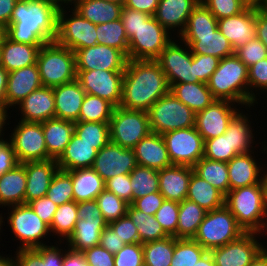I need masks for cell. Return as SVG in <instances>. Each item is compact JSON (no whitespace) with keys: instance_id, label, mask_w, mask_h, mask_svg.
<instances>
[{"instance_id":"obj_1","label":"cell","mask_w":267,"mask_h":266,"mask_svg":"<svg viewBox=\"0 0 267 266\" xmlns=\"http://www.w3.org/2000/svg\"><path fill=\"white\" fill-rule=\"evenodd\" d=\"M59 8L49 0H18L6 27V36L29 45L55 41Z\"/></svg>"},{"instance_id":"obj_2","label":"cell","mask_w":267,"mask_h":266,"mask_svg":"<svg viewBox=\"0 0 267 266\" xmlns=\"http://www.w3.org/2000/svg\"><path fill=\"white\" fill-rule=\"evenodd\" d=\"M169 91L166 75L156 60H127L121 108L148 111Z\"/></svg>"},{"instance_id":"obj_3","label":"cell","mask_w":267,"mask_h":266,"mask_svg":"<svg viewBox=\"0 0 267 266\" xmlns=\"http://www.w3.org/2000/svg\"><path fill=\"white\" fill-rule=\"evenodd\" d=\"M0 212V236L3 231H5L3 227L6 221L7 227H10L8 228L9 232L13 235L12 237L15 238H12L13 242L19 241V244L17 243V249L15 248V250L33 249L54 243L55 240H52V237H50L49 226L41 220L29 204L10 206L7 207V213Z\"/></svg>"},{"instance_id":"obj_4","label":"cell","mask_w":267,"mask_h":266,"mask_svg":"<svg viewBox=\"0 0 267 266\" xmlns=\"http://www.w3.org/2000/svg\"><path fill=\"white\" fill-rule=\"evenodd\" d=\"M207 86L216 100L249 107L248 67L235 54L219 61Z\"/></svg>"},{"instance_id":"obj_5","label":"cell","mask_w":267,"mask_h":266,"mask_svg":"<svg viewBox=\"0 0 267 266\" xmlns=\"http://www.w3.org/2000/svg\"><path fill=\"white\" fill-rule=\"evenodd\" d=\"M36 64L45 87L53 88L76 79L75 52L56 41L40 47Z\"/></svg>"},{"instance_id":"obj_6","label":"cell","mask_w":267,"mask_h":266,"mask_svg":"<svg viewBox=\"0 0 267 266\" xmlns=\"http://www.w3.org/2000/svg\"><path fill=\"white\" fill-rule=\"evenodd\" d=\"M225 206L245 232H258L265 217L263 185L239 187L225 195Z\"/></svg>"},{"instance_id":"obj_7","label":"cell","mask_w":267,"mask_h":266,"mask_svg":"<svg viewBox=\"0 0 267 266\" xmlns=\"http://www.w3.org/2000/svg\"><path fill=\"white\" fill-rule=\"evenodd\" d=\"M14 121H11L10 113L7 114L5 132L8 131V128L10 131L5 134V138L12 144L18 163L52 159L47 153L42 123L16 119ZM11 122L15 123L11 125L12 127L10 126Z\"/></svg>"},{"instance_id":"obj_8","label":"cell","mask_w":267,"mask_h":266,"mask_svg":"<svg viewBox=\"0 0 267 266\" xmlns=\"http://www.w3.org/2000/svg\"><path fill=\"white\" fill-rule=\"evenodd\" d=\"M244 233L234 215L223 205L207 211L193 239L209 252L237 240Z\"/></svg>"},{"instance_id":"obj_9","label":"cell","mask_w":267,"mask_h":266,"mask_svg":"<svg viewBox=\"0 0 267 266\" xmlns=\"http://www.w3.org/2000/svg\"><path fill=\"white\" fill-rule=\"evenodd\" d=\"M147 112L153 133L162 135L168 131L195 126L196 113L170 91L159 98Z\"/></svg>"},{"instance_id":"obj_10","label":"cell","mask_w":267,"mask_h":266,"mask_svg":"<svg viewBox=\"0 0 267 266\" xmlns=\"http://www.w3.org/2000/svg\"><path fill=\"white\" fill-rule=\"evenodd\" d=\"M55 41L73 52L97 45L96 24L85 19L69 4L63 5L58 11Z\"/></svg>"},{"instance_id":"obj_11","label":"cell","mask_w":267,"mask_h":266,"mask_svg":"<svg viewBox=\"0 0 267 266\" xmlns=\"http://www.w3.org/2000/svg\"><path fill=\"white\" fill-rule=\"evenodd\" d=\"M110 142L133 149L152 131L147 111L114 108L109 121Z\"/></svg>"},{"instance_id":"obj_12","label":"cell","mask_w":267,"mask_h":266,"mask_svg":"<svg viewBox=\"0 0 267 266\" xmlns=\"http://www.w3.org/2000/svg\"><path fill=\"white\" fill-rule=\"evenodd\" d=\"M156 61L165 73L170 87L177 83L201 82L195 76V54L177 37L162 50Z\"/></svg>"},{"instance_id":"obj_13","label":"cell","mask_w":267,"mask_h":266,"mask_svg":"<svg viewBox=\"0 0 267 266\" xmlns=\"http://www.w3.org/2000/svg\"><path fill=\"white\" fill-rule=\"evenodd\" d=\"M173 38L154 16H150L129 39L127 59L156 60Z\"/></svg>"},{"instance_id":"obj_14","label":"cell","mask_w":267,"mask_h":266,"mask_svg":"<svg viewBox=\"0 0 267 266\" xmlns=\"http://www.w3.org/2000/svg\"><path fill=\"white\" fill-rule=\"evenodd\" d=\"M162 137L173 165L193 167L204 157V140L195 126L168 131Z\"/></svg>"},{"instance_id":"obj_15","label":"cell","mask_w":267,"mask_h":266,"mask_svg":"<svg viewBox=\"0 0 267 266\" xmlns=\"http://www.w3.org/2000/svg\"><path fill=\"white\" fill-rule=\"evenodd\" d=\"M265 153L267 156V140H265L264 137V141L261 144L259 151L257 150L256 152V150H254L248 153L238 154L227 162L229 172V191L239 187L262 183L263 177L267 172V164H264L267 163V161L264 163L262 162L263 158L267 160L266 156L263 157ZM261 154H263V156L262 158H259V156L261 157Z\"/></svg>"},{"instance_id":"obj_16","label":"cell","mask_w":267,"mask_h":266,"mask_svg":"<svg viewBox=\"0 0 267 266\" xmlns=\"http://www.w3.org/2000/svg\"><path fill=\"white\" fill-rule=\"evenodd\" d=\"M76 79L87 94L120 106L124 71L76 70Z\"/></svg>"},{"instance_id":"obj_17","label":"cell","mask_w":267,"mask_h":266,"mask_svg":"<svg viewBox=\"0 0 267 266\" xmlns=\"http://www.w3.org/2000/svg\"><path fill=\"white\" fill-rule=\"evenodd\" d=\"M263 249L256 232H246L240 238L209 251L215 266H249Z\"/></svg>"},{"instance_id":"obj_18","label":"cell","mask_w":267,"mask_h":266,"mask_svg":"<svg viewBox=\"0 0 267 266\" xmlns=\"http://www.w3.org/2000/svg\"><path fill=\"white\" fill-rule=\"evenodd\" d=\"M242 108L230 101L215 100L204 110L196 113L195 127L204 141L223 135Z\"/></svg>"},{"instance_id":"obj_19","label":"cell","mask_w":267,"mask_h":266,"mask_svg":"<svg viewBox=\"0 0 267 266\" xmlns=\"http://www.w3.org/2000/svg\"><path fill=\"white\" fill-rule=\"evenodd\" d=\"M137 165L133 149L109 142L97 152L92 168L104 181H107L115 176L130 174Z\"/></svg>"},{"instance_id":"obj_20","label":"cell","mask_w":267,"mask_h":266,"mask_svg":"<svg viewBox=\"0 0 267 266\" xmlns=\"http://www.w3.org/2000/svg\"><path fill=\"white\" fill-rule=\"evenodd\" d=\"M127 60L120 50L102 44L75 51L76 70L125 71Z\"/></svg>"},{"instance_id":"obj_21","label":"cell","mask_w":267,"mask_h":266,"mask_svg":"<svg viewBox=\"0 0 267 266\" xmlns=\"http://www.w3.org/2000/svg\"><path fill=\"white\" fill-rule=\"evenodd\" d=\"M13 111L17 112L15 117L13 116ZM12 112L13 114H11ZM10 115L16 120L36 123H42L50 118H54L55 102L53 88L42 86L31 92L13 110H10Z\"/></svg>"},{"instance_id":"obj_22","label":"cell","mask_w":267,"mask_h":266,"mask_svg":"<svg viewBox=\"0 0 267 266\" xmlns=\"http://www.w3.org/2000/svg\"><path fill=\"white\" fill-rule=\"evenodd\" d=\"M254 107L256 108V106L254 105L246 107L245 110L247 112L244 110V108L241 109L229 123L225 132L230 133L231 149H233L237 154H244L257 150L256 148H259V146H261L260 144L263 143V139L261 137H259V140H262V142L259 140L255 141V138L257 139V137L262 134V132L260 133L257 132V130H254L256 126L253 123L255 122L253 121L254 115H251L253 113L250 111L254 110ZM256 132L258 133V135Z\"/></svg>"},{"instance_id":"obj_23","label":"cell","mask_w":267,"mask_h":266,"mask_svg":"<svg viewBox=\"0 0 267 266\" xmlns=\"http://www.w3.org/2000/svg\"><path fill=\"white\" fill-rule=\"evenodd\" d=\"M218 30L229 40L234 51L256 37V7L218 20Z\"/></svg>"},{"instance_id":"obj_24","label":"cell","mask_w":267,"mask_h":266,"mask_svg":"<svg viewBox=\"0 0 267 266\" xmlns=\"http://www.w3.org/2000/svg\"><path fill=\"white\" fill-rule=\"evenodd\" d=\"M43 86L37 64L8 72L6 113L23 101L31 92Z\"/></svg>"},{"instance_id":"obj_25","label":"cell","mask_w":267,"mask_h":266,"mask_svg":"<svg viewBox=\"0 0 267 266\" xmlns=\"http://www.w3.org/2000/svg\"><path fill=\"white\" fill-rule=\"evenodd\" d=\"M199 0H159L155 19L174 37L184 31L188 17L199 5Z\"/></svg>"},{"instance_id":"obj_26","label":"cell","mask_w":267,"mask_h":266,"mask_svg":"<svg viewBox=\"0 0 267 266\" xmlns=\"http://www.w3.org/2000/svg\"><path fill=\"white\" fill-rule=\"evenodd\" d=\"M26 170L25 204L46 196L54 174L59 169L55 159L21 163Z\"/></svg>"},{"instance_id":"obj_27","label":"cell","mask_w":267,"mask_h":266,"mask_svg":"<svg viewBox=\"0 0 267 266\" xmlns=\"http://www.w3.org/2000/svg\"><path fill=\"white\" fill-rule=\"evenodd\" d=\"M193 167L172 165L158 170L159 192L165 200L181 203L187 197Z\"/></svg>"},{"instance_id":"obj_28","label":"cell","mask_w":267,"mask_h":266,"mask_svg":"<svg viewBox=\"0 0 267 266\" xmlns=\"http://www.w3.org/2000/svg\"><path fill=\"white\" fill-rule=\"evenodd\" d=\"M53 92L55 117L76 122L86 95L78 80L53 87Z\"/></svg>"},{"instance_id":"obj_29","label":"cell","mask_w":267,"mask_h":266,"mask_svg":"<svg viewBox=\"0 0 267 266\" xmlns=\"http://www.w3.org/2000/svg\"><path fill=\"white\" fill-rule=\"evenodd\" d=\"M178 38L190 47L192 54L211 55L220 60L235 54L229 40L218 29L213 33L181 34Z\"/></svg>"},{"instance_id":"obj_30","label":"cell","mask_w":267,"mask_h":266,"mask_svg":"<svg viewBox=\"0 0 267 266\" xmlns=\"http://www.w3.org/2000/svg\"><path fill=\"white\" fill-rule=\"evenodd\" d=\"M139 166L160 170L172 166L162 135L151 132L134 148Z\"/></svg>"},{"instance_id":"obj_31","label":"cell","mask_w":267,"mask_h":266,"mask_svg":"<svg viewBox=\"0 0 267 266\" xmlns=\"http://www.w3.org/2000/svg\"><path fill=\"white\" fill-rule=\"evenodd\" d=\"M65 242L55 241L33 249L14 251L16 266H62ZM64 247V248H63Z\"/></svg>"},{"instance_id":"obj_32","label":"cell","mask_w":267,"mask_h":266,"mask_svg":"<svg viewBox=\"0 0 267 266\" xmlns=\"http://www.w3.org/2000/svg\"><path fill=\"white\" fill-rule=\"evenodd\" d=\"M27 185L25 167L19 163L0 178V208L25 204Z\"/></svg>"},{"instance_id":"obj_33","label":"cell","mask_w":267,"mask_h":266,"mask_svg":"<svg viewBox=\"0 0 267 266\" xmlns=\"http://www.w3.org/2000/svg\"><path fill=\"white\" fill-rule=\"evenodd\" d=\"M42 45H29L10 40L7 36L0 44L1 66L7 72L36 64Z\"/></svg>"},{"instance_id":"obj_34","label":"cell","mask_w":267,"mask_h":266,"mask_svg":"<svg viewBox=\"0 0 267 266\" xmlns=\"http://www.w3.org/2000/svg\"><path fill=\"white\" fill-rule=\"evenodd\" d=\"M108 226L104 217L95 219H78L71 236L65 241L69 249L83 252L86 249L100 245L102 231Z\"/></svg>"},{"instance_id":"obj_35","label":"cell","mask_w":267,"mask_h":266,"mask_svg":"<svg viewBox=\"0 0 267 266\" xmlns=\"http://www.w3.org/2000/svg\"><path fill=\"white\" fill-rule=\"evenodd\" d=\"M48 155L57 160L64 152L74 134V122L59 118H50L42 122Z\"/></svg>"},{"instance_id":"obj_36","label":"cell","mask_w":267,"mask_h":266,"mask_svg":"<svg viewBox=\"0 0 267 266\" xmlns=\"http://www.w3.org/2000/svg\"><path fill=\"white\" fill-rule=\"evenodd\" d=\"M69 5L93 24L120 19L123 6L105 0H69Z\"/></svg>"},{"instance_id":"obj_37","label":"cell","mask_w":267,"mask_h":266,"mask_svg":"<svg viewBox=\"0 0 267 266\" xmlns=\"http://www.w3.org/2000/svg\"><path fill=\"white\" fill-rule=\"evenodd\" d=\"M93 145L81 141L75 134L72 135L64 152L56 160L60 170L72 171L81 168H90L97 156Z\"/></svg>"},{"instance_id":"obj_38","label":"cell","mask_w":267,"mask_h":266,"mask_svg":"<svg viewBox=\"0 0 267 266\" xmlns=\"http://www.w3.org/2000/svg\"><path fill=\"white\" fill-rule=\"evenodd\" d=\"M170 92L195 113L204 110L216 100L204 82L173 84Z\"/></svg>"},{"instance_id":"obj_39","label":"cell","mask_w":267,"mask_h":266,"mask_svg":"<svg viewBox=\"0 0 267 266\" xmlns=\"http://www.w3.org/2000/svg\"><path fill=\"white\" fill-rule=\"evenodd\" d=\"M71 179L76 203L95 200L105 190V181L92 167L72 170Z\"/></svg>"},{"instance_id":"obj_40","label":"cell","mask_w":267,"mask_h":266,"mask_svg":"<svg viewBox=\"0 0 267 266\" xmlns=\"http://www.w3.org/2000/svg\"><path fill=\"white\" fill-rule=\"evenodd\" d=\"M186 199L197 203L206 211L225 205V195L203 178L192 172Z\"/></svg>"},{"instance_id":"obj_41","label":"cell","mask_w":267,"mask_h":266,"mask_svg":"<svg viewBox=\"0 0 267 266\" xmlns=\"http://www.w3.org/2000/svg\"><path fill=\"white\" fill-rule=\"evenodd\" d=\"M207 211L197 203L184 199L179 203L176 238H193Z\"/></svg>"},{"instance_id":"obj_42","label":"cell","mask_w":267,"mask_h":266,"mask_svg":"<svg viewBox=\"0 0 267 266\" xmlns=\"http://www.w3.org/2000/svg\"><path fill=\"white\" fill-rule=\"evenodd\" d=\"M194 172L224 195L229 192V172L227 162L201 158L194 166Z\"/></svg>"},{"instance_id":"obj_43","label":"cell","mask_w":267,"mask_h":266,"mask_svg":"<svg viewBox=\"0 0 267 266\" xmlns=\"http://www.w3.org/2000/svg\"><path fill=\"white\" fill-rule=\"evenodd\" d=\"M77 221V203L74 200L58 206L49 227L52 239L65 242L73 233Z\"/></svg>"},{"instance_id":"obj_44","label":"cell","mask_w":267,"mask_h":266,"mask_svg":"<svg viewBox=\"0 0 267 266\" xmlns=\"http://www.w3.org/2000/svg\"><path fill=\"white\" fill-rule=\"evenodd\" d=\"M127 215L133 221L139 233V243L163 239L169 236L156 220L155 215H149L137 210L132 204L128 205Z\"/></svg>"},{"instance_id":"obj_45","label":"cell","mask_w":267,"mask_h":266,"mask_svg":"<svg viewBox=\"0 0 267 266\" xmlns=\"http://www.w3.org/2000/svg\"><path fill=\"white\" fill-rule=\"evenodd\" d=\"M175 249V237L167 236L143 244V259L147 266H170Z\"/></svg>"},{"instance_id":"obj_46","label":"cell","mask_w":267,"mask_h":266,"mask_svg":"<svg viewBox=\"0 0 267 266\" xmlns=\"http://www.w3.org/2000/svg\"><path fill=\"white\" fill-rule=\"evenodd\" d=\"M96 34L98 44L116 48L126 57L128 56L129 40L126 36L121 19L103 24H96Z\"/></svg>"},{"instance_id":"obj_47","label":"cell","mask_w":267,"mask_h":266,"mask_svg":"<svg viewBox=\"0 0 267 266\" xmlns=\"http://www.w3.org/2000/svg\"><path fill=\"white\" fill-rule=\"evenodd\" d=\"M114 108L108 101L86 93L76 122L109 123Z\"/></svg>"},{"instance_id":"obj_48","label":"cell","mask_w":267,"mask_h":266,"mask_svg":"<svg viewBox=\"0 0 267 266\" xmlns=\"http://www.w3.org/2000/svg\"><path fill=\"white\" fill-rule=\"evenodd\" d=\"M74 134L97 151L110 142L109 123L74 122Z\"/></svg>"},{"instance_id":"obj_49","label":"cell","mask_w":267,"mask_h":266,"mask_svg":"<svg viewBox=\"0 0 267 266\" xmlns=\"http://www.w3.org/2000/svg\"><path fill=\"white\" fill-rule=\"evenodd\" d=\"M248 87L249 106L257 105L258 107V104H260L262 101L266 103L264 100L267 98V58L260 60L248 67Z\"/></svg>"},{"instance_id":"obj_50","label":"cell","mask_w":267,"mask_h":266,"mask_svg":"<svg viewBox=\"0 0 267 266\" xmlns=\"http://www.w3.org/2000/svg\"><path fill=\"white\" fill-rule=\"evenodd\" d=\"M129 175L133 190V202L136 198L159 192L158 170L137 165Z\"/></svg>"},{"instance_id":"obj_51","label":"cell","mask_w":267,"mask_h":266,"mask_svg":"<svg viewBox=\"0 0 267 266\" xmlns=\"http://www.w3.org/2000/svg\"><path fill=\"white\" fill-rule=\"evenodd\" d=\"M207 252L193 238H175V249L170 266H194Z\"/></svg>"},{"instance_id":"obj_52","label":"cell","mask_w":267,"mask_h":266,"mask_svg":"<svg viewBox=\"0 0 267 266\" xmlns=\"http://www.w3.org/2000/svg\"><path fill=\"white\" fill-rule=\"evenodd\" d=\"M218 20L200 2L188 17L187 25L181 34H205L213 33L218 29Z\"/></svg>"},{"instance_id":"obj_53","label":"cell","mask_w":267,"mask_h":266,"mask_svg":"<svg viewBox=\"0 0 267 266\" xmlns=\"http://www.w3.org/2000/svg\"><path fill=\"white\" fill-rule=\"evenodd\" d=\"M46 196L57 206L73 201L71 171L58 169L51 180Z\"/></svg>"},{"instance_id":"obj_54","label":"cell","mask_w":267,"mask_h":266,"mask_svg":"<svg viewBox=\"0 0 267 266\" xmlns=\"http://www.w3.org/2000/svg\"><path fill=\"white\" fill-rule=\"evenodd\" d=\"M95 200L102 212V216L108 224L127 214L129 204L114 193L103 190Z\"/></svg>"},{"instance_id":"obj_55","label":"cell","mask_w":267,"mask_h":266,"mask_svg":"<svg viewBox=\"0 0 267 266\" xmlns=\"http://www.w3.org/2000/svg\"><path fill=\"white\" fill-rule=\"evenodd\" d=\"M236 155L231 149L230 133L204 141V157L207 159L229 162Z\"/></svg>"},{"instance_id":"obj_56","label":"cell","mask_w":267,"mask_h":266,"mask_svg":"<svg viewBox=\"0 0 267 266\" xmlns=\"http://www.w3.org/2000/svg\"><path fill=\"white\" fill-rule=\"evenodd\" d=\"M178 215L179 203L171 200H164L163 204L156 211L155 218L169 236L176 238Z\"/></svg>"},{"instance_id":"obj_57","label":"cell","mask_w":267,"mask_h":266,"mask_svg":"<svg viewBox=\"0 0 267 266\" xmlns=\"http://www.w3.org/2000/svg\"><path fill=\"white\" fill-rule=\"evenodd\" d=\"M217 20L241 13L248 5L242 0H203Z\"/></svg>"},{"instance_id":"obj_58","label":"cell","mask_w":267,"mask_h":266,"mask_svg":"<svg viewBox=\"0 0 267 266\" xmlns=\"http://www.w3.org/2000/svg\"><path fill=\"white\" fill-rule=\"evenodd\" d=\"M235 55L247 67H250L256 62L267 58V48L258 38L255 37L236 49Z\"/></svg>"},{"instance_id":"obj_59","label":"cell","mask_w":267,"mask_h":266,"mask_svg":"<svg viewBox=\"0 0 267 266\" xmlns=\"http://www.w3.org/2000/svg\"><path fill=\"white\" fill-rule=\"evenodd\" d=\"M144 263L143 244H125L114 254V266H140Z\"/></svg>"},{"instance_id":"obj_60","label":"cell","mask_w":267,"mask_h":266,"mask_svg":"<svg viewBox=\"0 0 267 266\" xmlns=\"http://www.w3.org/2000/svg\"><path fill=\"white\" fill-rule=\"evenodd\" d=\"M105 190L114 193L120 199L131 205L133 203V190L129 174L115 176L105 181Z\"/></svg>"},{"instance_id":"obj_61","label":"cell","mask_w":267,"mask_h":266,"mask_svg":"<svg viewBox=\"0 0 267 266\" xmlns=\"http://www.w3.org/2000/svg\"><path fill=\"white\" fill-rule=\"evenodd\" d=\"M108 225L117 233V236L125 244H135L139 242L138 230L127 214Z\"/></svg>"},{"instance_id":"obj_62","label":"cell","mask_w":267,"mask_h":266,"mask_svg":"<svg viewBox=\"0 0 267 266\" xmlns=\"http://www.w3.org/2000/svg\"><path fill=\"white\" fill-rule=\"evenodd\" d=\"M220 59L211 55L195 54V76L207 83L217 69Z\"/></svg>"},{"instance_id":"obj_63","label":"cell","mask_w":267,"mask_h":266,"mask_svg":"<svg viewBox=\"0 0 267 266\" xmlns=\"http://www.w3.org/2000/svg\"><path fill=\"white\" fill-rule=\"evenodd\" d=\"M149 17L146 13L123 6L120 19L122 20L128 40L135 34L143 21Z\"/></svg>"},{"instance_id":"obj_64","label":"cell","mask_w":267,"mask_h":266,"mask_svg":"<svg viewBox=\"0 0 267 266\" xmlns=\"http://www.w3.org/2000/svg\"><path fill=\"white\" fill-rule=\"evenodd\" d=\"M82 254L89 266H114V254L101 245L86 249Z\"/></svg>"},{"instance_id":"obj_65","label":"cell","mask_w":267,"mask_h":266,"mask_svg":"<svg viewBox=\"0 0 267 266\" xmlns=\"http://www.w3.org/2000/svg\"><path fill=\"white\" fill-rule=\"evenodd\" d=\"M28 204L31 206L34 212L41 218V220L50 227L53 220V216L58 206L47 196L32 200Z\"/></svg>"},{"instance_id":"obj_66","label":"cell","mask_w":267,"mask_h":266,"mask_svg":"<svg viewBox=\"0 0 267 266\" xmlns=\"http://www.w3.org/2000/svg\"><path fill=\"white\" fill-rule=\"evenodd\" d=\"M165 198L160 192H154L141 198L134 199L132 205L137 209L149 215H155L156 211L163 204Z\"/></svg>"},{"instance_id":"obj_67","label":"cell","mask_w":267,"mask_h":266,"mask_svg":"<svg viewBox=\"0 0 267 266\" xmlns=\"http://www.w3.org/2000/svg\"><path fill=\"white\" fill-rule=\"evenodd\" d=\"M18 164L12 144L4 137L0 141V178Z\"/></svg>"},{"instance_id":"obj_68","label":"cell","mask_w":267,"mask_h":266,"mask_svg":"<svg viewBox=\"0 0 267 266\" xmlns=\"http://www.w3.org/2000/svg\"><path fill=\"white\" fill-rule=\"evenodd\" d=\"M100 245L112 254H116L125 243L120 240L117 233L108 225L101 233Z\"/></svg>"},{"instance_id":"obj_69","label":"cell","mask_w":267,"mask_h":266,"mask_svg":"<svg viewBox=\"0 0 267 266\" xmlns=\"http://www.w3.org/2000/svg\"><path fill=\"white\" fill-rule=\"evenodd\" d=\"M78 219H95L103 217L96 200L83 201L77 203Z\"/></svg>"},{"instance_id":"obj_70","label":"cell","mask_w":267,"mask_h":266,"mask_svg":"<svg viewBox=\"0 0 267 266\" xmlns=\"http://www.w3.org/2000/svg\"><path fill=\"white\" fill-rule=\"evenodd\" d=\"M159 0H126L124 7L154 16Z\"/></svg>"},{"instance_id":"obj_71","label":"cell","mask_w":267,"mask_h":266,"mask_svg":"<svg viewBox=\"0 0 267 266\" xmlns=\"http://www.w3.org/2000/svg\"><path fill=\"white\" fill-rule=\"evenodd\" d=\"M256 38L267 48V13L256 8Z\"/></svg>"},{"instance_id":"obj_72","label":"cell","mask_w":267,"mask_h":266,"mask_svg":"<svg viewBox=\"0 0 267 266\" xmlns=\"http://www.w3.org/2000/svg\"><path fill=\"white\" fill-rule=\"evenodd\" d=\"M62 266H89L82 252L74 251L68 248L65 243V255Z\"/></svg>"},{"instance_id":"obj_73","label":"cell","mask_w":267,"mask_h":266,"mask_svg":"<svg viewBox=\"0 0 267 266\" xmlns=\"http://www.w3.org/2000/svg\"><path fill=\"white\" fill-rule=\"evenodd\" d=\"M18 0H0V23L4 26L10 24V19Z\"/></svg>"},{"instance_id":"obj_74","label":"cell","mask_w":267,"mask_h":266,"mask_svg":"<svg viewBox=\"0 0 267 266\" xmlns=\"http://www.w3.org/2000/svg\"><path fill=\"white\" fill-rule=\"evenodd\" d=\"M8 72L0 66V108L6 112V90H7Z\"/></svg>"},{"instance_id":"obj_75","label":"cell","mask_w":267,"mask_h":266,"mask_svg":"<svg viewBox=\"0 0 267 266\" xmlns=\"http://www.w3.org/2000/svg\"><path fill=\"white\" fill-rule=\"evenodd\" d=\"M249 266H267V249H262Z\"/></svg>"},{"instance_id":"obj_76","label":"cell","mask_w":267,"mask_h":266,"mask_svg":"<svg viewBox=\"0 0 267 266\" xmlns=\"http://www.w3.org/2000/svg\"><path fill=\"white\" fill-rule=\"evenodd\" d=\"M0 249H1V247H0ZM10 251H11V253L9 252V254H11V255H9V254L3 255L2 254L3 252L2 251L0 252V266H16L15 257H14V255H12V250H10Z\"/></svg>"},{"instance_id":"obj_77","label":"cell","mask_w":267,"mask_h":266,"mask_svg":"<svg viewBox=\"0 0 267 266\" xmlns=\"http://www.w3.org/2000/svg\"><path fill=\"white\" fill-rule=\"evenodd\" d=\"M194 266H215L211 253L207 251Z\"/></svg>"},{"instance_id":"obj_78","label":"cell","mask_w":267,"mask_h":266,"mask_svg":"<svg viewBox=\"0 0 267 266\" xmlns=\"http://www.w3.org/2000/svg\"><path fill=\"white\" fill-rule=\"evenodd\" d=\"M257 234L259 235V237H260V240L262 241V247H263V249H267V245H265V244H267V241L266 242H264V238H266V236H267V212H266V214H265V217H264V221H263V224H262V227H261V229L257 232ZM263 239H262V238ZM267 240V239H266ZM265 243V244H264Z\"/></svg>"},{"instance_id":"obj_79","label":"cell","mask_w":267,"mask_h":266,"mask_svg":"<svg viewBox=\"0 0 267 266\" xmlns=\"http://www.w3.org/2000/svg\"><path fill=\"white\" fill-rule=\"evenodd\" d=\"M7 113L0 108V141L5 137V122Z\"/></svg>"},{"instance_id":"obj_80","label":"cell","mask_w":267,"mask_h":266,"mask_svg":"<svg viewBox=\"0 0 267 266\" xmlns=\"http://www.w3.org/2000/svg\"><path fill=\"white\" fill-rule=\"evenodd\" d=\"M262 185H263L264 209H265V213H266L267 212V172L265 173V175L263 177Z\"/></svg>"}]
</instances>
